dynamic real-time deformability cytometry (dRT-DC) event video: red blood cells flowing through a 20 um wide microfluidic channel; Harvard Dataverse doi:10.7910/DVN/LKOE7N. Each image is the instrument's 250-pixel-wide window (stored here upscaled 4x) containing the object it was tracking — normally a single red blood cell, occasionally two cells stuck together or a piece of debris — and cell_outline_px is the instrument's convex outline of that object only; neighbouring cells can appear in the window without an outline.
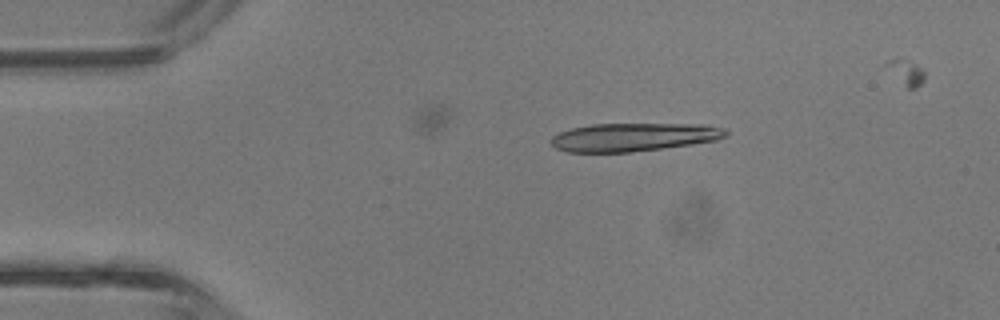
{"species": "common noctule bat (a hibernating species)", "species_latin": "Nyctalus noctula", "temperature_condition": "room temperature", "stored_images_in_passage": 5, "camera_frame_rate_fps": 3000, "um_per_image_px": 0.085, "animal": {"sex": "male", "body_mass_g": 13.3}, "frame": {"image": 1, "passage_image": 1, "time_ms": 0.0, "image_size_px": [1000, 320], "cell_outline_px": [[728, 136], [716, 140], [692, 144], [628, 152], [568, 152], [556, 148], [552, 144], [552, 136], [560, 132], [572, 128], [592, 124], [704, 124], [724, 128], [728, 132]], "centroid_in_image_um": [53.89, 11.64], "position_along_channel_um": 31.1, "area_um2": 28.61}}